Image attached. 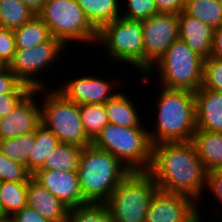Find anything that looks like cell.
Instances as JSON below:
<instances>
[{
    "mask_svg": "<svg viewBox=\"0 0 222 222\" xmlns=\"http://www.w3.org/2000/svg\"><path fill=\"white\" fill-rule=\"evenodd\" d=\"M147 172L159 190L187 195L196 202L202 200L208 172L192 141L152 146V161Z\"/></svg>",
    "mask_w": 222,
    "mask_h": 222,
    "instance_id": "1",
    "label": "cell"
},
{
    "mask_svg": "<svg viewBox=\"0 0 222 222\" xmlns=\"http://www.w3.org/2000/svg\"><path fill=\"white\" fill-rule=\"evenodd\" d=\"M157 101L156 131L149 132L152 146L166 142L191 141L196 131L194 92L161 88ZM155 132V133H154Z\"/></svg>",
    "mask_w": 222,
    "mask_h": 222,
    "instance_id": "2",
    "label": "cell"
},
{
    "mask_svg": "<svg viewBox=\"0 0 222 222\" xmlns=\"http://www.w3.org/2000/svg\"><path fill=\"white\" fill-rule=\"evenodd\" d=\"M77 171L83 198L90 203H105L131 172L114 155L93 144L83 147Z\"/></svg>",
    "mask_w": 222,
    "mask_h": 222,
    "instance_id": "3",
    "label": "cell"
},
{
    "mask_svg": "<svg viewBox=\"0 0 222 222\" xmlns=\"http://www.w3.org/2000/svg\"><path fill=\"white\" fill-rule=\"evenodd\" d=\"M203 63L204 58L178 38L145 75H142L141 82H150L148 75L153 74L152 72L155 74L158 70L162 88L195 93L202 85Z\"/></svg>",
    "mask_w": 222,
    "mask_h": 222,
    "instance_id": "4",
    "label": "cell"
},
{
    "mask_svg": "<svg viewBox=\"0 0 222 222\" xmlns=\"http://www.w3.org/2000/svg\"><path fill=\"white\" fill-rule=\"evenodd\" d=\"M92 144L114 155L131 172L148 171L150 168L152 144L149 131L144 127H122L108 123Z\"/></svg>",
    "mask_w": 222,
    "mask_h": 222,
    "instance_id": "5",
    "label": "cell"
},
{
    "mask_svg": "<svg viewBox=\"0 0 222 222\" xmlns=\"http://www.w3.org/2000/svg\"><path fill=\"white\" fill-rule=\"evenodd\" d=\"M157 190L147 171L130 172L105 202L112 222H145L150 200Z\"/></svg>",
    "mask_w": 222,
    "mask_h": 222,
    "instance_id": "6",
    "label": "cell"
},
{
    "mask_svg": "<svg viewBox=\"0 0 222 222\" xmlns=\"http://www.w3.org/2000/svg\"><path fill=\"white\" fill-rule=\"evenodd\" d=\"M48 89V90H46ZM43 94L41 124L52 131L60 143L86 147L92 140L86 135L81 120L79 104L67 100L55 88Z\"/></svg>",
    "mask_w": 222,
    "mask_h": 222,
    "instance_id": "7",
    "label": "cell"
},
{
    "mask_svg": "<svg viewBox=\"0 0 222 222\" xmlns=\"http://www.w3.org/2000/svg\"><path fill=\"white\" fill-rule=\"evenodd\" d=\"M38 16L48 26L52 37L65 46L73 41L97 42L98 31L76 0H46Z\"/></svg>",
    "mask_w": 222,
    "mask_h": 222,
    "instance_id": "8",
    "label": "cell"
},
{
    "mask_svg": "<svg viewBox=\"0 0 222 222\" xmlns=\"http://www.w3.org/2000/svg\"><path fill=\"white\" fill-rule=\"evenodd\" d=\"M115 63L135 66L144 74L143 30L140 21L120 17L98 31L97 42Z\"/></svg>",
    "mask_w": 222,
    "mask_h": 222,
    "instance_id": "9",
    "label": "cell"
},
{
    "mask_svg": "<svg viewBox=\"0 0 222 222\" xmlns=\"http://www.w3.org/2000/svg\"><path fill=\"white\" fill-rule=\"evenodd\" d=\"M64 48L67 47L59 39L52 37L33 48L16 50L14 59L8 67L23 84L32 89L46 88V82L41 79L37 80L35 76L43 71L46 72V68L49 65L51 67L56 59L60 61L58 56L63 53Z\"/></svg>",
    "mask_w": 222,
    "mask_h": 222,
    "instance_id": "10",
    "label": "cell"
},
{
    "mask_svg": "<svg viewBox=\"0 0 222 222\" xmlns=\"http://www.w3.org/2000/svg\"><path fill=\"white\" fill-rule=\"evenodd\" d=\"M141 23L145 74L179 38L178 15L158 13Z\"/></svg>",
    "mask_w": 222,
    "mask_h": 222,
    "instance_id": "11",
    "label": "cell"
},
{
    "mask_svg": "<svg viewBox=\"0 0 222 222\" xmlns=\"http://www.w3.org/2000/svg\"><path fill=\"white\" fill-rule=\"evenodd\" d=\"M193 198L157 190L150 200L145 222H200V213Z\"/></svg>",
    "mask_w": 222,
    "mask_h": 222,
    "instance_id": "12",
    "label": "cell"
},
{
    "mask_svg": "<svg viewBox=\"0 0 222 222\" xmlns=\"http://www.w3.org/2000/svg\"><path fill=\"white\" fill-rule=\"evenodd\" d=\"M39 93H45L44 88L33 89L7 116L0 118V140L34 132L41 125V106L34 101Z\"/></svg>",
    "mask_w": 222,
    "mask_h": 222,
    "instance_id": "13",
    "label": "cell"
},
{
    "mask_svg": "<svg viewBox=\"0 0 222 222\" xmlns=\"http://www.w3.org/2000/svg\"><path fill=\"white\" fill-rule=\"evenodd\" d=\"M32 177L69 208L88 203L82 195L78 171L39 169Z\"/></svg>",
    "mask_w": 222,
    "mask_h": 222,
    "instance_id": "14",
    "label": "cell"
},
{
    "mask_svg": "<svg viewBox=\"0 0 222 222\" xmlns=\"http://www.w3.org/2000/svg\"><path fill=\"white\" fill-rule=\"evenodd\" d=\"M108 80L95 76H80L68 80V83L56 88L67 100L73 101L79 105L82 104H104L111 99L117 92L111 93L114 85Z\"/></svg>",
    "mask_w": 222,
    "mask_h": 222,
    "instance_id": "15",
    "label": "cell"
},
{
    "mask_svg": "<svg viewBox=\"0 0 222 222\" xmlns=\"http://www.w3.org/2000/svg\"><path fill=\"white\" fill-rule=\"evenodd\" d=\"M27 205L49 222H68L69 207L33 177L28 181Z\"/></svg>",
    "mask_w": 222,
    "mask_h": 222,
    "instance_id": "16",
    "label": "cell"
},
{
    "mask_svg": "<svg viewBox=\"0 0 222 222\" xmlns=\"http://www.w3.org/2000/svg\"><path fill=\"white\" fill-rule=\"evenodd\" d=\"M194 96L197 129L222 133V92L200 87Z\"/></svg>",
    "mask_w": 222,
    "mask_h": 222,
    "instance_id": "17",
    "label": "cell"
},
{
    "mask_svg": "<svg viewBox=\"0 0 222 222\" xmlns=\"http://www.w3.org/2000/svg\"><path fill=\"white\" fill-rule=\"evenodd\" d=\"M178 26L180 39L202 58L211 57L215 29L183 11L178 14Z\"/></svg>",
    "mask_w": 222,
    "mask_h": 222,
    "instance_id": "18",
    "label": "cell"
},
{
    "mask_svg": "<svg viewBox=\"0 0 222 222\" xmlns=\"http://www.w3.org/2000/svg\"><path fill=\"white\" fill-rule=\"evenodd\" d=\"M191 141L207 172L222 168V133L196 129Z\"/></svg>",
    "mask_w": 222,
    "mask_h": 222,
    "instance_id": "19",
    "label": "cell"
},
{
    "mask_svg": "<svg viewBox=\"0 0 222 222\" xmlns=\"http://www.w3.org/2000/svg\"><path fill=\"white\" fill-rule=\"evenodd\" d=\"M124 93L117 91V94L104 103L109 123L122 127H144L141 126L143 124L138 109Z\"/></svg>",
    "mask_w": 222,
    "mask_h": 222,
    "instance_id": "20",
    "label": "cell"
},
{
    "mask_svg": "<svg viewBox=\"0 0 222 222\" xmlns=\"http://www.w3.org/2000/svg\"><path fill=\"white\" fill-rule=\"evenodd\" d=\"M91 25L99 31L103 26L121 17L119 0H76Z\"/></svg>",
    "mask_w": 222,
    "mask_h": 222,
    "instance_id": "21",
    "label": "cell"
},
{
    "mask_svg": "<svg viewBox=\"0 0 222 222\" xmlns=\"http://www.w3.org/2000/svg\"><path fill=\"white\" fill-rule=\"evenodd\" d=\"M59 143L55 134L41 124L35 131V143L33 144L29 161L26 164L27 170L33 175L37 170L41 169L45 159H48L51 151Z\"/></svg>",
    "mask_w": 222,
    "mask_h": 222,
    "instance_id": "22",
    "label": "cell"
},
{
    "mask_svg": "<svg viewBox=\"0 0 222 222\" xmlns=\"http://www.w3.org/2000/svg\"><path fill=\"white\" fill-rule=\"evenodd\" d=\"M13 32L16 50L30 49L52 38L48 26L38 15Z\"/></svg>",
    "mask_w": 222,
    "mask_h": 222,
    "instance_id": "23",
    "label": "cell"
},
{
    "mask_svg": "<svg viewBox=\"0 0 222 222\" xmlns=\"http://www.w3.org/2000/svg\"><path fill=\"white\" fill-rule=\"evenodd\" d=\"M83 148L73 144L59 143L45 159L41 169L77 171Z\"/></svg>",
    "mask_w": 222,
    "mask_h": 222,
    "instance_id": "24",
    "label": "cell"
},
{
    "mask_svg": "<svg viewBox=\"0 0 222 222\" xmlns=\"http://www.w3.org/2000/svg\"><path fill=\"white\" fill-rule=\"evenodd\" d=\"M28 182H0V200L3 207V219L27 206Z\"/></svg>",
    "mask_w": 222,
    "mask_h": 222,
    "instance_id": "25",
    "label": "cell"
},
{
    "mask_svg": "<svg viewBox=\"0 0 222 222\" xmlns=\"http://www.w3.org/2000/svg\"><path fill=\"white\" fill-rule=\"evenodd\" d=\"M183 12L217 29L222 25L219 0H186Z\"/></svg>",
    "mask_w": 222,
    "mask_h": 222,
    "instance_id": "26",
    "label": "cell"
},
{
    "mask_svg": "<svg viewBox=\"0 0 222 222\" xmlns=\"http://www.w3.org/2000/svg\"><path fill=\"white\" fill-rule=\"evenodd\" d=\"M34 16L21 0H0V27L15 30Z\"/></svg>",
    "mask_w": 222,
    "mask_h": 222,
    "instance_id": "27",
    "label": "cell"
},
{
    "mask_svg": "<svg viewBox=\"0 0 222 222\" xmlns=\"http://www.w3.org/2000/svg\"><path fill=\"white\" fill-rule=\"evenodd\" d=\"M35 143V131L0 140V150L9 159L26 165Z\"/></svg>",
    "mask_w": 222,
    "mask_h": 222,
    "instance_id": "28",
    "label": "cell"
},
{
    "mask_svg": "<svg viewBox=\"0 0 222 222\" xmlns=\"http://www.w3.org/2000/svg\"><path fill=\"white\" fill-rule=\"evenodd\" d=\"M79 109L86 135L93 141L109 123L106 108L104 104H82Z\"/></svg>",
    "mask_w": 222,
    "mask_h": 222,
    "instance_id": "29",
    "label": "cell"
},
{
    "mask_svg": "<svg viewBox=\"0 0 222 222\" xmlns=\"http://www.w3.org/2000/svg\"><path fill=\"white\" fill-rule=\"evenodd\" d=\"M68 222H112L105 203H86L69 208Z\"/></svg>",
    "mask_w": 222,
    "mask_h": 222,
    "instance_id": "30",
    "label": "cell"
},
{
    "mask_svg": "<svg viewBox=\"0 0 222 222\" xmlns=\"http://www.w3.org/2000/svg\"><path fill=\"white\" fill-rule=\"evenodd\" d=\"M31 177L26 165L9 159L0 150V182H28Z\"/></svg>",
    "mask_w": 222,
    "mask_h": 222,
    "instance_id": "31",
    "label": "cell"
},
{
    "mask_svg": "<svg viewBox=\"0 0 222 222\" xmlns=\"http://www.w3.org/2000/svg\"><path fill=\"white\" fill-rule=\"evenodd\" d=\"M201 87L222 92V59L212 56L204 59Z\"/></svg>",
    "mask_w": 222,
    "mask_h": 222,
    "instance_id": "32",
    "label": "cell"
},
{
    "mask_svg": "<svg viewBox=\"0 0 222 222\" xmlns=\"http://www.w3.org/2000/svg\"><path fill=\"white\" fill-rule=\"evenodd\" d=\"M126 4L124 10H121V16L132 20L143 22L149 17L158 14L154 0H124ZM123 13V14H122Z\"/></svg>",
    "mask_w": 222,
    "mask_h": 222,
    "instance_id": "33",
    "label": "cell"
},
{
    "mask_svg": "<svg viewBox=\"0 0 222 222\" xmlns=\"http://www.w3.org/2000/svg\"><path fill=\"white\" fill-rule=\"evenodd\" d=\"M33 89L23 84L8 66L0 69V95L1 94H29Z\"/></svg>",
    "mask_w": 222,
    "mask_h": 222,
    "instance_id": "34",
    "label": "cell"
},
{
    "mask_svg": "<svg viewBox=\"0 0 222 222\" xmlns=\"http://www.w3.org/2000/svg\"><path fill=\"white\" fill-rule=\"evenodd\" d=\"M16 52L15 36L13 30L0 27V62L9 66Z\"/></svg>",
    "mask_w": 222,
    "mask_h": 222,
    "instance_id": "35",
    "label": "cell"
},
{
    "mask_svg": "<svg viewBox=\"0 0 222 222\" xmlns=\"http://www.w3.org/2000/svg\"><path fill=\"white\" fill-rule=\"evenodd\" d=\"M206 186L210 189L215 199L222 204V168H216L207 173Z\"/></svg>",
    "mask_w": 222,
    "mask_h": 222,
    "instance_id": "36",
    "label": "cell"
},
{
    "mask_svg": "<svg viewBox=\"0 0 222 222\" xmlns=\"http://www.w3.org/2000/svg\"><path fill=\"white\" fill-rule=\"evenodd\" d=\"M28 94H1L0 118L7 116Z\"/></svg>",
    "mask_w": 222,
    "mask_h": 222,
    "instance_id": "37",
    "label": "cell"
},
{
    "mask_svg": "<svg viewBox=\"0 0 222 222\" xmlns=\"http://www.w3.org/2000/svg\"><path fill=\"white\" fill-rule=\"evenodd\" d=\"M12 222H49L38 211L33 208L24 206L20 211L16 212L9 218Z\"/></svg>",
    "mask_w": 222,
    "mask_h": 222,
    "instance_id": "38",
    "label": "cell"
},
{
    "mask_svg": "<svg viewBox=\"0 0 222 222\" xmlns=\"http://www.w3.org/2000/svg\"><path fill=\"white\" fill-rule=\"evenodd\" d=\"M157 13L178 15L184 10L186 0H154Z\"/></svg>",
    "mask_w": 222,
    "mask_h": 222,
    "instance_id": "39",
    "label": "cell"
},
{
    "mask_svg": "<svg viewBox=\"0 0 222 222\" xmlns=\"http://www.w3.org/2000/svg\"><path fill=\"white\" fill-rule=\"evenodd\" d=\"M211 56L222 59V25L214 30Z\"/></svg>",
    "mask_w": 222,
    "mask_h": 222,
    "instance_id": "40",
    "label": "cell"
},
{
    "mask_svg": "<svg viewBox=\"0 0 222 222\" xmlns=\"http://www.w3.org/2000/svg\"><path fill=\"white\" fill-rule=\"evenodd\" d=\"M35 15L42 10L46 0H21Z\"/></svg>",
    "mask_w": 222,
    "mask_h": 222,
    "instance_id": "41",
    "label": "cell"
},
{
    "mask_svg": "<svg viewBox=\"0 0 222 222\" xmlns=\"http://www.w3.org/2000/svg\"><path fill=\"white\" fill-rule=\"evenodd\" d=\"M3 219V207H2V204H1V200H0V220Z\"/></svg>",
    "mask_w": 222,
    "mask_h": 222,
    "instance_id": "42",
    "label": "cell"
},
{
    "mask_svg": "<svg viewBox=\"0 0 222 222\" xmlns=\"http://www.w3.org/2000/svg\"><path fill=\"white\" fill-rule=\"evenodd\" d=\"M0 222H12V221L9 218H5V219L0 220Z\"/></svg>",
    "mask_w": 222,
    "mask_h": 222,
    "instance_id": "43",
    "label": "cell"
},
{
    "mask_svg": "<svg viewBox=\"0 0 222 222\" xmlns=\"http://www.w3.org/2000/svg\"><path fill=\"white\" fill-rule=\"evenodd\" d=\"M219 5H220L221 11H222V0H219Z\"/></svg>",
    "mask_w": 222,
    "mask_h": 222,
    "instance_id": "44",
    "label": "cell"
},
{
    "mask_svg": "<svg viewBox=\"0 0 222 222\" xmlns=\"http://www.w3.org/2000/svg\"><path fill=\"white\" fill-rule=\"evenodd\" d=\"M4 67V65L0 62V69H2Z\"/></svg>",
    "mask_w": 222,
    "mask_h": 222,
    "instance_id": "45",
    "label": "cell"
}]
</instances>
